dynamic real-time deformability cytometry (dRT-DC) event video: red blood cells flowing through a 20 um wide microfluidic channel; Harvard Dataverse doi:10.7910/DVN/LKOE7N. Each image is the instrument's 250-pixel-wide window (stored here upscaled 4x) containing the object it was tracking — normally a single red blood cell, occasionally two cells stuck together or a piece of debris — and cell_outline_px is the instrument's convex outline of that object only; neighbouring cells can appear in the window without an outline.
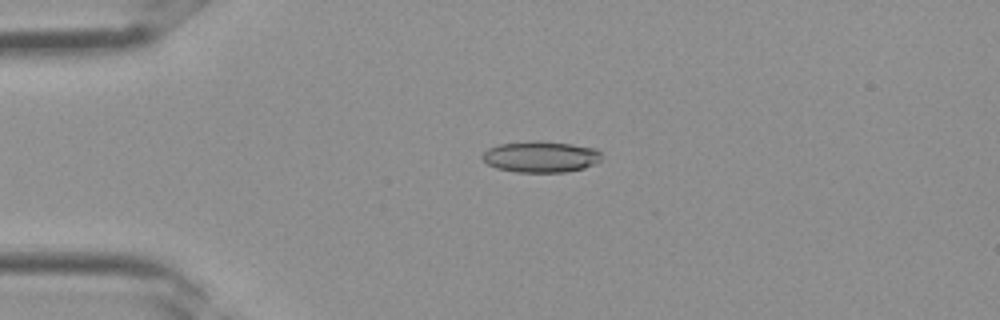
{"species": "Egyptian fruit bat (a non-hibernating species)", "species_latin": "Rousettus aegyptiacus", "temperature_condition": "room temperature", "stored_images_in_passage": 3, "camera_frame_rate_fps": 3000, "um_per_image_px": 0.085, "frame": {"image": 1, "passage_image": 2, "time_ms": 0.333, "image_size_px": [1000, 320], "cell_outline_px": [[600, 160], [596, 164], [584, 168], [564, 172], [516, 172], [496, 168], [488, 164], [480, 156], [488, 148], [500, 144], [536, 140], [540, 140], [572, 144], [596, 148], [600, 152]], "centroid_in_image_um": [45.97, 13.32], "position_along_channel_um": 39.0, "area_um2": 21.79}}